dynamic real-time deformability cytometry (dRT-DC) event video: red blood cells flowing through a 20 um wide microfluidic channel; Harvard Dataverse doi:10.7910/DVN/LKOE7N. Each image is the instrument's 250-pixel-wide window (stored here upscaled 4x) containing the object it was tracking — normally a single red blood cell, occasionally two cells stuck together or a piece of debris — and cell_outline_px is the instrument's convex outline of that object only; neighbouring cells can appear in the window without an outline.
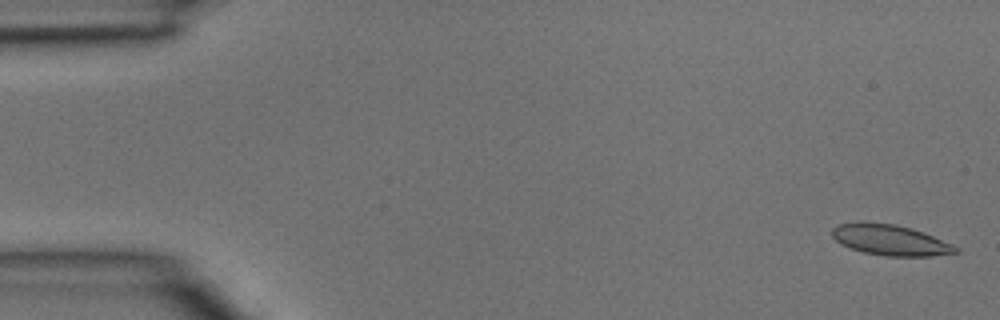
{"species": "common noctule bat (a hibernating species)", "species_latin": "Nyctalus noctula", "temperature_condition": "room temperature", "stored_images_in_passage": 5, "camera_frame_rate_fps": 3000, "um_per_image_px": 0.085, "animal": {"sex": "male", "body_mass_g": 15.6}, "frame": {"image": 1, "passage_image": 1, "time_ms": 0.0, "image_size_px": [1000, 320], "cell_outline_px": [[960, 252], [932, 256], [884, 256], [864, 252], [840, 244], [832, 236], [832, 228], [836, 224], [860, 220], [896, 224], [912, 228], [924, 232], [952, 244], [960, 248]], "centroid_in_image_um": [75.65, 20.37], "position_along_channel_um": 9.3, "area_um2": 22.54}}
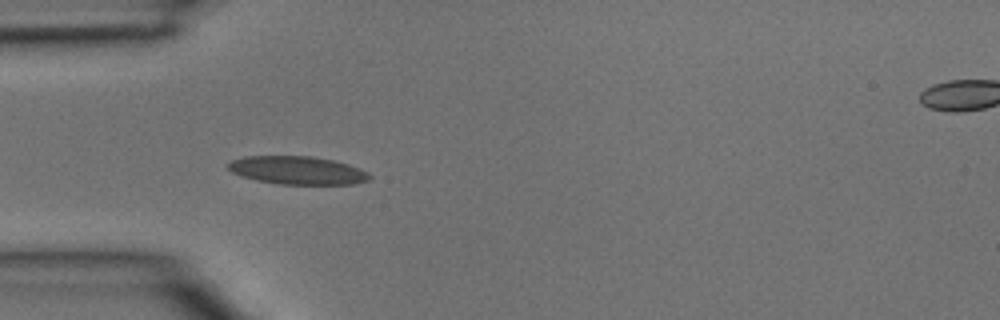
{"frame": {"image": 2, "passage_image": 4, "time_ms": 1.0, "image_size_px": [1000, 320], "cell_outline_px": [[372, 176], [368, 180], [352, 184], [280, 184], [256, 180], [232, 172], [228, 168], [228, 164], [232, 160], [244, 156], [312, 156], [332, 160], [348, 164], [360, 168], [368, 172]], "centroid_in_image_um": [25.3, 14.47], "position_along_channel_um": 59.7, "area_um2": 23.06}}